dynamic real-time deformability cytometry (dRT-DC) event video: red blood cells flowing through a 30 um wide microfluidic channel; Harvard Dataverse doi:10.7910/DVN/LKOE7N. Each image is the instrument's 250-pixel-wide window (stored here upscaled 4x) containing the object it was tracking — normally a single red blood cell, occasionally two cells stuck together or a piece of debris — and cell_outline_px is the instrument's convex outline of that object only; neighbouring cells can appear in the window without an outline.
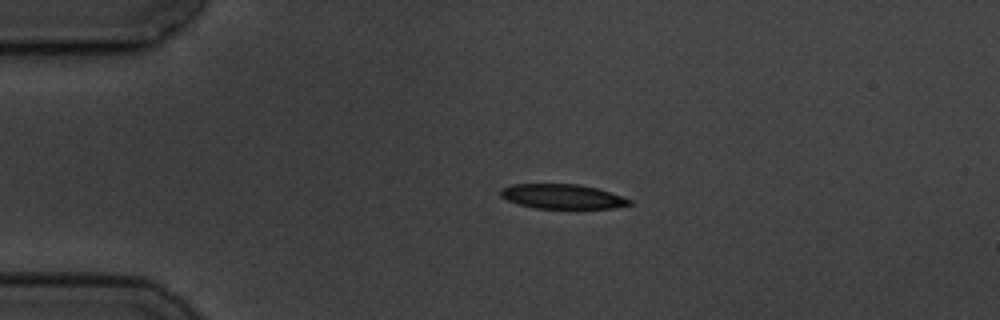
{"species": "common noctule bat (a hibernating species)", "species_latin": "Nyctalus noctula", "temperature_condition": "cold", "stored_images_in_passage": 4, "camera_frame_rate_fps": 3000, "um_per_image_px": 0.085, "animal": {"sex": "male", "body_mass_g": 19.5, "forearm_length_mm": 54.6}, "frame": {"image": 1, "passage_image": 3, "time_ms": 2.333, "image_size_px": [1000, 320], "cell_outline_px": [[632, 204], [612, 208], [536, 208], [520, 204], [508, 200], [500, 196], [500, 188], [512, 184], [580, 184], [596, 188], [632, 200]], "centroid_in_image_um": [47.77, 16.69], "position_along_channel_um": 37.2, "area_um2": 18.26}}